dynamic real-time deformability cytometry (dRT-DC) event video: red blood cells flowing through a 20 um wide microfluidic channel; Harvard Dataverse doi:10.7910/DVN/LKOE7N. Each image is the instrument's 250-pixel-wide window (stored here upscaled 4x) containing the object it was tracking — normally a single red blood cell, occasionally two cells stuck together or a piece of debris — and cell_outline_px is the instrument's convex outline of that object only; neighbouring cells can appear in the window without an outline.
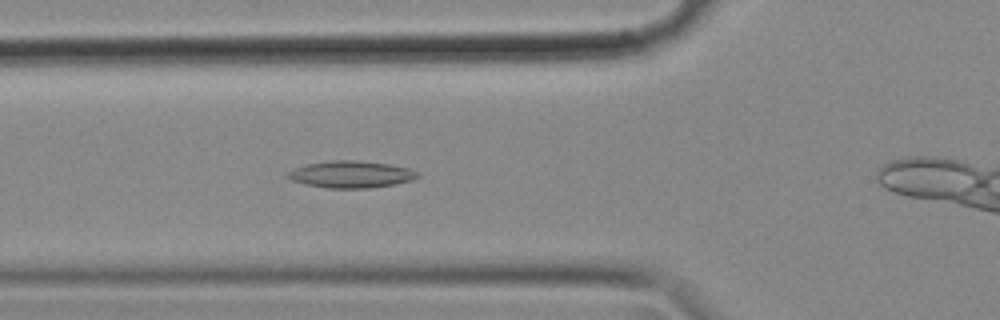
{"species": "common noctule bat (a hibernating species)", "species_latin": "Nyctalus noctula", "temperature_condition": "cold", "stored_images_in_passage": 43, "camera_frame_rate_fps": 3000, "um_per_image_px": 0.085, "animal": {"sex": "female", "body_mass_g": 18.4}, "frame": {"image": 1, "passage_image": 11, "time_ms": 3.333, "image_size_px": [1000, 320], "cell_outline_px": [[420, 176], [412, 180], [396, 184], [368, 188], [328, 188], [304, 184], [292, 180], [284, 176], [288, 172], [296, 168], [308, 164], [328, 160], [360, 160], [392, 164], [408, 168], [420, 172]], "centroid_in_image_um": [29.87, 14.81], "position_along_channel_um": 95.9, "area_um2": 20.58}}
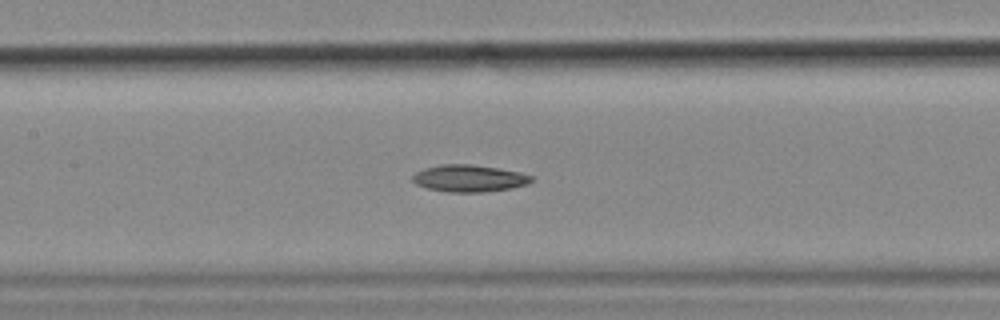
{"frame": {"image": 2, "passage_image": 17, "time_ms": 5.333, "image_size_px": [1000, 320], "cell_outline_px": [[532, 180], [528, 184], [512, 188], [484, 192], [448, 192], [428, 188], [416, 184], [412, 180], [412, 176], [416, 172], [424, 168], [440, 164], [468, 164], [496, 168], [520, 172], [532, 176]], "centroid_in_image_um": [39.86, 15.16], "position_along_channel_um": 167.5, "area_um2": 18.61}}
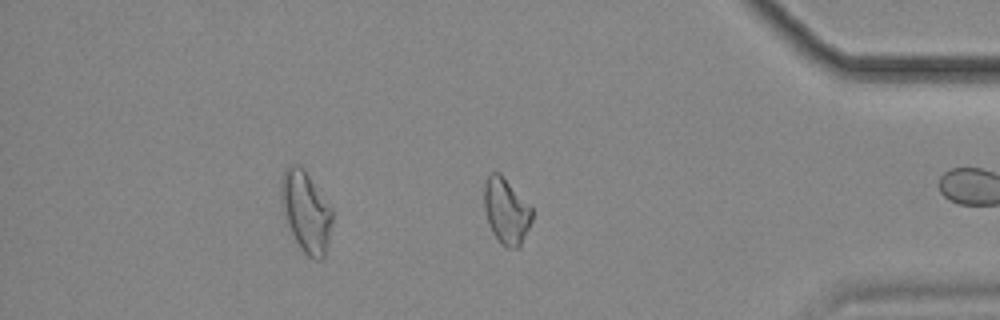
{"frame": {"image": 3, "passage_image": 38, "time_ms": 12.333, "image_size_px": [1000, 320], "cell_outline_px": [[532, 220], [520, 248], [508, 248], [500, 244], [492, 232], [484, 208], [484, 184], [488, 176], [492, 172], [500, 172], [532, 208]], "centroid_in_image_um": [43.03, 17.96], "position_along_channel_um": 392.2, "area_um2": 18.38}}